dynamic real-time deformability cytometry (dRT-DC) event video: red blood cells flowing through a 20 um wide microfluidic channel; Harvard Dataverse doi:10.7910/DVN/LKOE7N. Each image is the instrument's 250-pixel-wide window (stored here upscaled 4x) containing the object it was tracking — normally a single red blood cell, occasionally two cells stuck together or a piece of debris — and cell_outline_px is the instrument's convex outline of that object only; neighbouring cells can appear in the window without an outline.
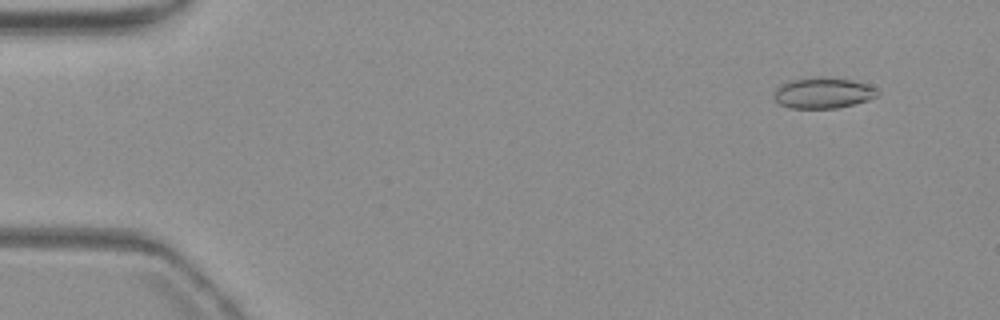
{"species": "common noctule bat (a hibernating species)", "species_latin": "Nyctalus noctula", "temperature_condition": "warm", "stored_images_in_passage": 7, "camera_frame_rate_fps": 3000, "um_per_image_px": 0.085, "animal": {"sex": "female", "body_mass_g": 19.3, "forearm_length_mm": 54.1}, "frame": {"image": 1, "passage_image": 1, "time_ms": 0.0, "image_size_px": [1000, 320], "cell_outline_px": [[880, 92], [876, 96], [868, 100], [836, 108], [792, 108], [780, 104], [776, 100], [776, 88], [780, 84], [788, 80], [816, 76], [824, 76], [852, 80], [868, 84], [876, 88]], "centroid_in_image_um": [69.98, 7.87], "position_along_channel_um": 15.0, "area_um2": 18.67}}
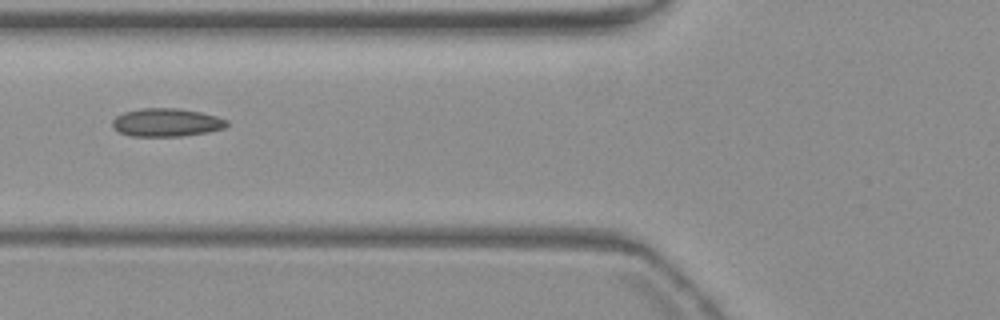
{"frame": {"image": 2, "passage_image": 6, "time_ms": 6.0, "image_size_px": [1000, 320], "cell_outline_px": [[228, 124], [224, 128], [208, 132], [180, 136], [128, 136], [112, 128], [112, 120], [116, 116], [124, 112], [140, 108], [180, 108], [200, 112], [216, 116], [228, 120]], "centroid_in_image_um": [14.13, 10.4], "position_along_channel_um": 111.7, "area_um2": 18.9}}
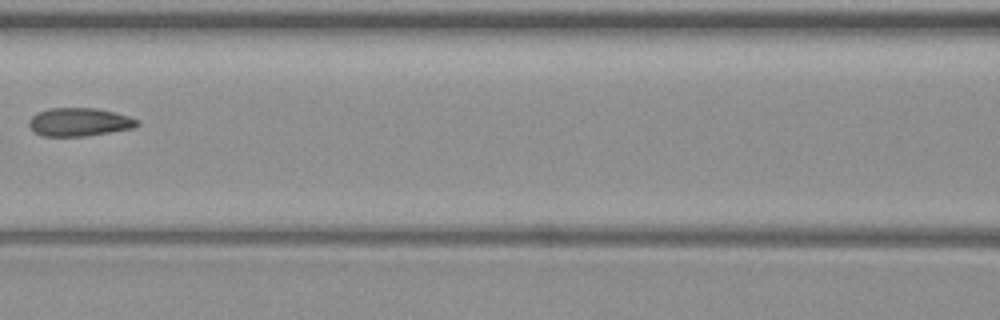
{"frame": {"image": 3, "passage_image": 7, "time_ms": 7.333, "image_size_px": [1000, 320], "cell_outline_px": [[140, 124], [132, 128], [88, 136], [40, 136], [28, 124], [32, 116], [36, 112], [48, 108], [96, 108], [128, 116], [140, 120]], "centroid_in_image_um": [6.73, 10.37], "position_along_channel_um": 159.9, "area_um2": 17.8}}